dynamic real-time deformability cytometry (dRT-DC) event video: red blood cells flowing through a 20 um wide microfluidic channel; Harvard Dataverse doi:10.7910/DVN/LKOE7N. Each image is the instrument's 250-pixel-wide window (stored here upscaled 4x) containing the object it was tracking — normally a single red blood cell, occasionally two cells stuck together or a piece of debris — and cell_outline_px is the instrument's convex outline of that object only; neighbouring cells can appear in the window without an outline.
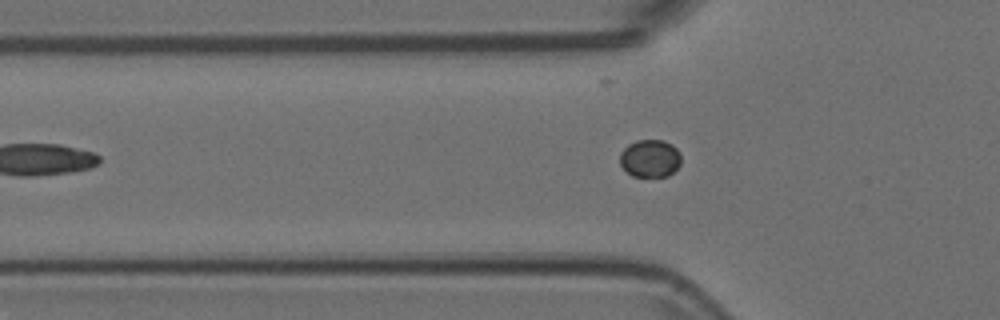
{"species": "Egyptian fruit bat (a non-hibernating species)", "species_latin": "Rousettus aegyptiacus", "temperature_condition": "room temperature", "stored_images_in_passage": 48, "camera_frame_rate_fps": 3000, "um_per_image_px": 0.085, "animal": {"sex": "female"}, "frame": {"image": 1, "passage_image": 10, "time_ms": 3.0, "image_size_px": [1000, 320], "cell_outline_px": [[680, 164], [668, 176], [632, 176], [620, 164], [620, 152], [628, 144], [636, 140], [664, 140], [672, 144], [680, 152]], "centroid_in_image_um": [55.25, 13.44], "position_along_channel_um": 70.6, "area_um2": 13.41}}
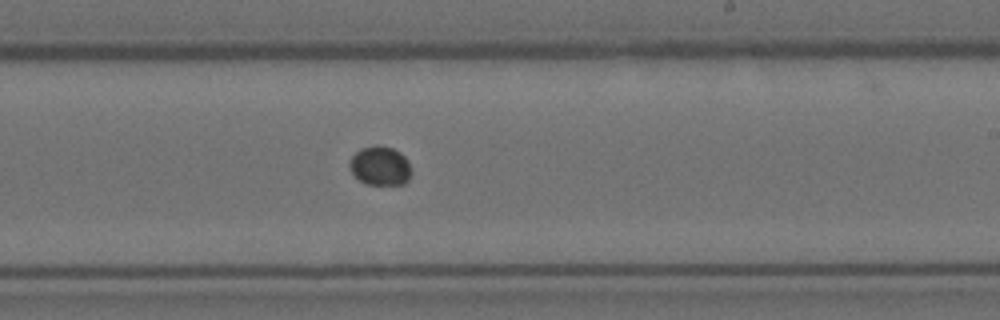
{"frame": {"image": 2, "passage_image": 25, "time_ms": 8.0, "image_size_px": [1000, 320], "cell_outline_px": [[408, 180], [404, 184], [368, 184], [360, 180], [348, 168], [348, 164], [352, 156], [360, 148], [376, 144], [392, 148], [400, 152], [408, 160]], "centroid_in_image_um": [32.26, 14.07], "position_along_channel_um": 256.7, "area_um2": 13.87}}
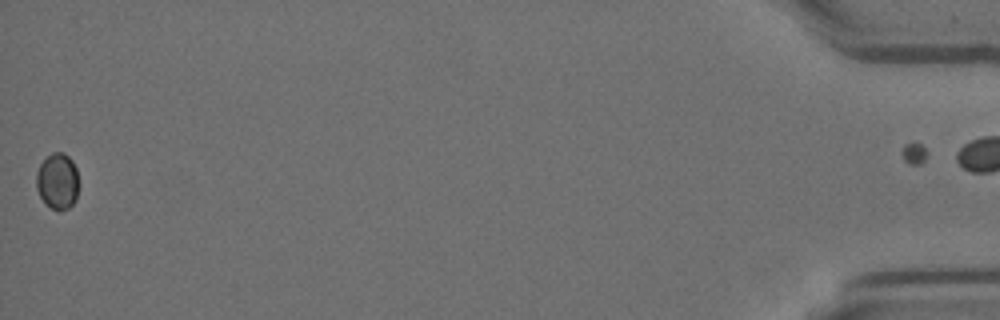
{"frame": {"image": 3, "passage_image": 47, "time_ms": 15.333, "image_size_px": [1000, 320], "cell_outline_px": [[76, 200], [68, 208], [60, 212], [52, 208], [40, 196], [36, 188], [36, 172], [40, 164], [52, 152], [64, 152], [72, 160], [76, 168]], "centroid_in_image_um": [4.86, 15.39], "position_along_channel_um": 430.3, "area_um2": 13.64}}